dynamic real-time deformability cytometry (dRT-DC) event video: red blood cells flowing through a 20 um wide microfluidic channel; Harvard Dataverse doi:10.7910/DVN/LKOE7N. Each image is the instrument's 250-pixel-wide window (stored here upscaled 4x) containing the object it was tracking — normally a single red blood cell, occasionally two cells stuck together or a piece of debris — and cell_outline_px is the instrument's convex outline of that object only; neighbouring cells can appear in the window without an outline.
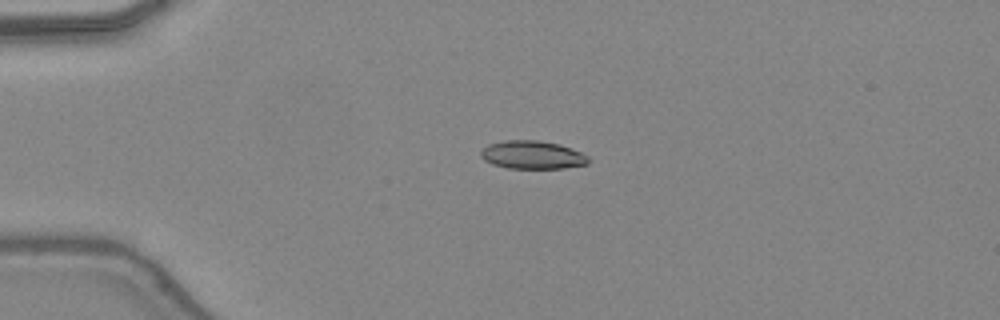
{"species": "common noctule bat (a hibernating species)", "species_latin": "Nyctalus noctula", "temperature_condition": "warm", "stored_images_in_passage": 36, "camera_frame_rate_fps": 3000, "um_per_image_px": 0.085, "animal": {"sex": "female", "body_mass_g": 24.6, "forearm_length_mm": 56.2}, "frame": {"image": 1, "passage_image": 1, "time_ms": 0.0, "image_size_px": [1000, 320], "cell_outline_px": [[588, 164], [564, 168], [508, 168], [492, 164], [484, 160], [480, 156], [480, 152], [488, 144], [504, 140], [536, 140], [560, 144], [572, 148], [588, 156]], "centroid_in_image_um": [45.24, 13.16], "position_along_channel_um": 39.8, "area_um2": 17.69}}
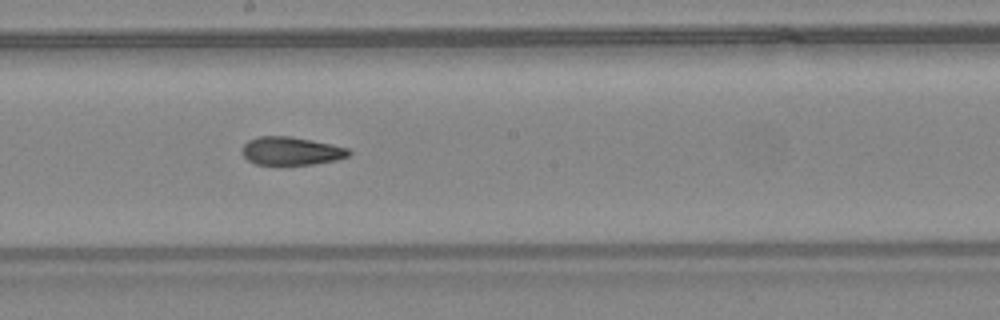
{"frame": {"image": 2, "passage_image": 16, "time_ms": 5.0, "image_size_px": [1000, 320], "cell_outline_px": [[352, 152], [348, 156], [336, 160], [312, 164], [256, 164], [248, 160], [240, 152], [244, 144], [248, 140], [260, 136], [288, 136], [312, 140], [332, 144], [348, 148]], "centroid_in_image_um": [24.74, 12.82], "position_along_channel_um": 223.5, "area_um2": 17.46}}
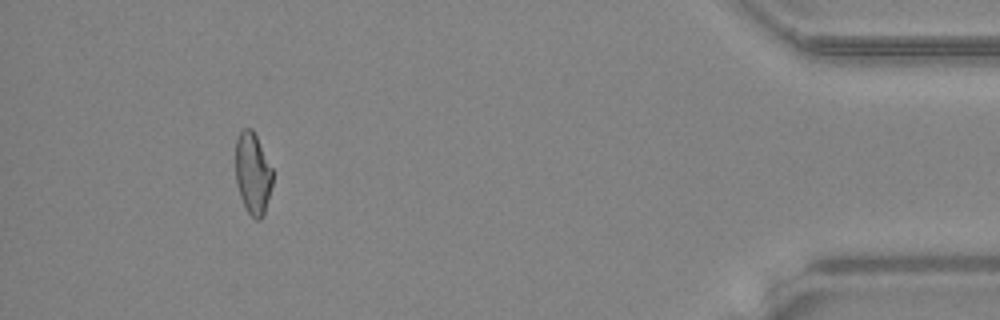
{"frame": {"image": 3, "passage_image": 33, "time_ms": 10.667, "image_size_px": [1000, 320], "cell_outline_px": [[272, 184], [264, 212], [260, 220], [256, 220], [248, 212], [240, 196], [236, 180], [236, 140], [240, 132], [244, 128], [252, 128], [272, 168]], "centroid_in_image_um": [21.48, 14.73], "position_along_channel_um": 413.7, "area_um2": 17.28}, "authors_computed_cell_mechanics": {"area_um2": 18.1203, "velocity_mm_per_s": 4.433, "shape_relaxation_time_tau1_ms": null, "shape_relaxation_time_tau2_ms": 2.8201, "deformation_change_tau1": null, "deformation_change_tau2": 0.1129}}